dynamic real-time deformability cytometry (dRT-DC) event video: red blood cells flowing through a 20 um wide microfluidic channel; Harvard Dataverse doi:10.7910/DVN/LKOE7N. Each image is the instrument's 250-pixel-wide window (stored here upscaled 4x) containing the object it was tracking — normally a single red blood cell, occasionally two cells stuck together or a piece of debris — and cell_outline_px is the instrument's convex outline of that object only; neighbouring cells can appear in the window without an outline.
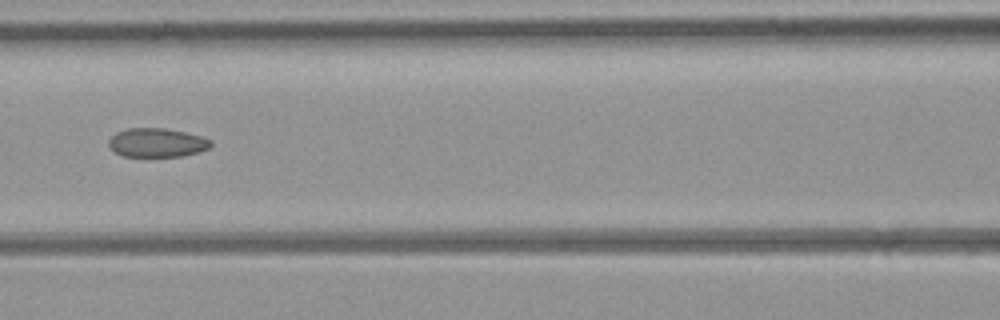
{"species": "common noctule bat (a hibernating species)", "species_latin": "Nyctalus noctula", "temperature_condition": "room temperature", "stored_images_in_passage": 7, "camera_frame_rate_fps": 3000, "um_per_image_px": 0.085, "animal": {"sex": "female", "body_mass_g": 21.9}, "frame": {"image": 1, "passage_image": 7, "time_ms": 7.667, "image_size_px": [1000, 320], "cell_outline_px": [[212, 144], [208, 148], [200, 152], [184, 156], [120, 156], [108, 144], [108, 140], [116, 132], [128, 128], [164, 128], [184, 132], [200, 136], [212, 140]], "centroid_in_image_um": [13.34, 12.13], "position_along_channel_um": 153.3, "area_um2": 17.17}}